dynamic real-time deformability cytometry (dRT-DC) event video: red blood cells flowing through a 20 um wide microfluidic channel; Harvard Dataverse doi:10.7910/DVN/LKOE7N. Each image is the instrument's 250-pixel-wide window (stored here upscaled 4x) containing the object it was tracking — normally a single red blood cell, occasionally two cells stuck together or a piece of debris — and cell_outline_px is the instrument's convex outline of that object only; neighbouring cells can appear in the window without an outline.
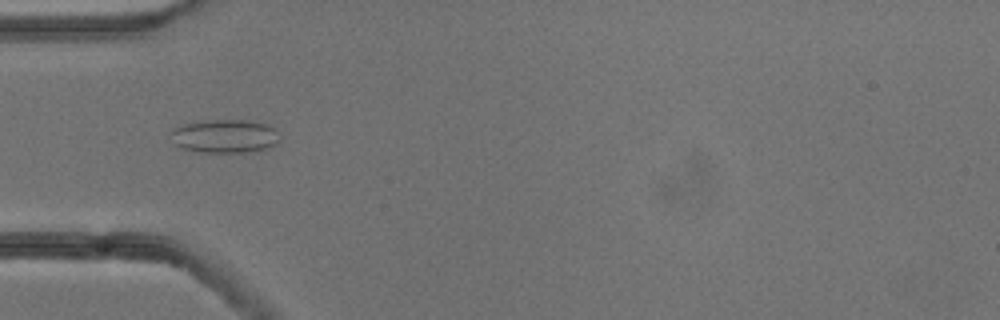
{"species": "common noctule bat (a hibernating species)", "species_latin": "Nyctalus noctula", "temperature_condition": "cold", "stored_images_in_passage": 52, "camera_frame_rate_fps": 3000, "um_per_image_px": 0.085, "animal": {"sex": "male", "body_mass_g": 13.3}, "frame": {"image": 1, "passage_image": 16, "time_ms": 5.0, "image_size_px": [1000, 320], "cell_outline_px": [[280, 140], [276, 144], [268, 148], [252, 152], [200, 152], [180, 148], [176, 144], [168, 132], [180, 124], [212, 120], [244, 120], [268, 124], [280, 136]], "centroid_in_image_um": [19.1, 11.58], "position_along_channel_um": 65.9, "area_um2": 21.39}}
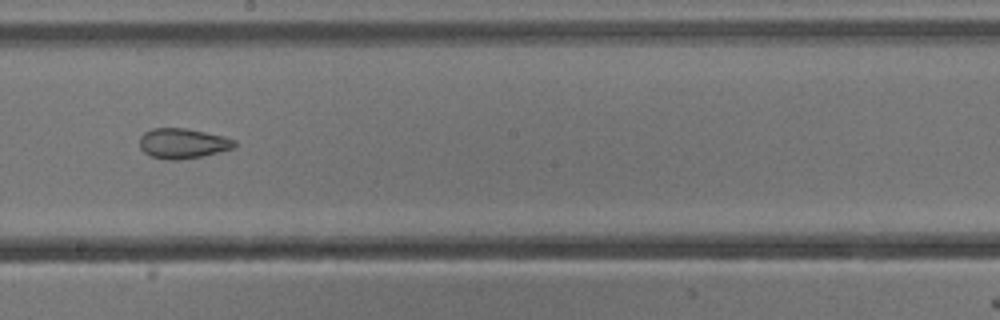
{"frame": {"image": 2, "passage_image": 29, "time_ms": 9.333, "image_size_px": [1000, 320], "cell_outline_px": [[236, 148], [204, 156], [176, 160], [168, 160], [152, 156], [144, 152], [140, 148], [140, 136], [144, 132], [152, 128], [188, 128], [224, 136], [236, 140]], "centroid_in_image_um": [15.57, 12.18], "position_along_channel_um": 232.6, "area_um2": 16.88}}
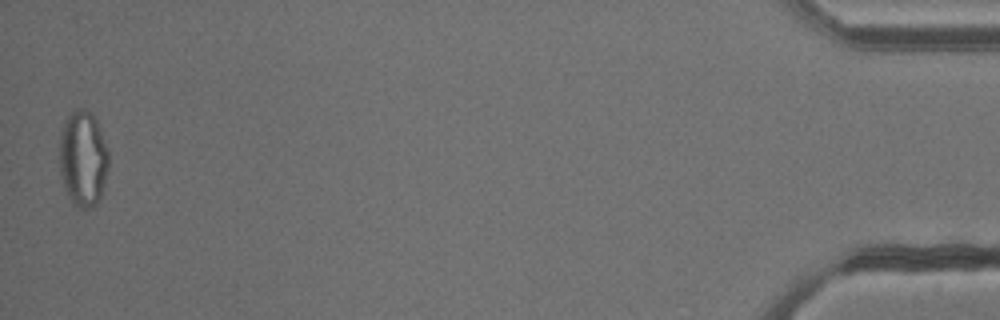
{"frame": {"image": 3, "passage_image": 52, "time_ms": 17.0, "image_size_px": [1000, 320], "cell_outline_px": [[108, 168], [100, 200], [92, 208], [80, 208], [72, 204], [64, 188], [60, 176], [60, 128], [64, 120], [76, 108], [84, 108], [92, 112], [96, 120], [108, 148]], "centroid_in_image_um": [7.05, 13.48], "position_along_channel_um": 428.2, "area_um2": 27.92}, "authors_computed_cell_mechanics": {"area_um2": 22.3397, "velocity_mm_per_s": 3.8317, "shape_relaxation_time_tau1_ms": null, "shape_relaxation_time_tau2_ms": 2.0762, "deformation_change_tau1": null, "deformation_change_tau2": 0.0761}}